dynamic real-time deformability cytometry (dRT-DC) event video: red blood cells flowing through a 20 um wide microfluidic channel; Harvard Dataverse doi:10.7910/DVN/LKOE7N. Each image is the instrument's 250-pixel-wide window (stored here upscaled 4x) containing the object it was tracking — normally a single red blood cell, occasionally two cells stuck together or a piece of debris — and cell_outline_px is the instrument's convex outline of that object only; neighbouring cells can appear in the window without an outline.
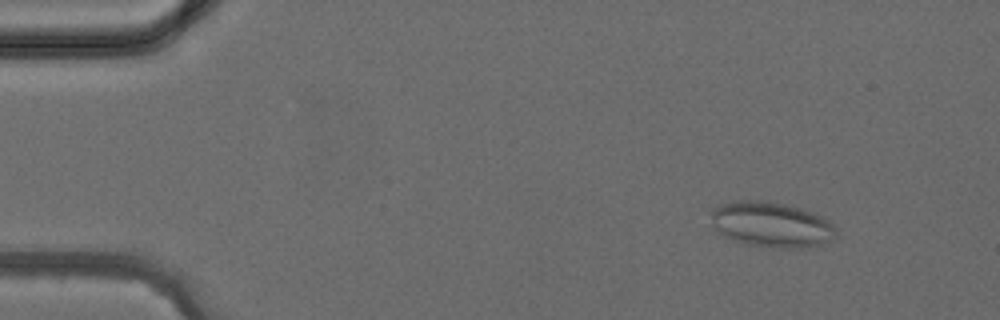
{"species": "common noctule bat (a hibernating species)", "species_latin": "Nyctalus noctula", "temperature_condition": "cold", "stored_images_in_passage": 4, "camera_frame_rate_fps": 3000, "um_per_image_px": 0.085, "animal": {"sex": "female", "body_mass_g": 24.6, "forearm_length_mm": 56.2}, "frame": {"image": 1, "passage_image": 2, "time_ms": 1.0, "image_size_px": [1000, 320], "cell_outline_px": [[836, 236], [832, 240], [820, 244], [804, 248], [768, 248], [748, 244], [724, 236], [716, 232], [712, 224], [712, 208], [720, 204], [736, 200], [768, 200], [800, 208], [820, 216], [828, 220], [836, 228]], "centroid_in_image_um": [65.55, 19.09], "position_along_channel_um": 19.5, "area_um2": 33.23}}
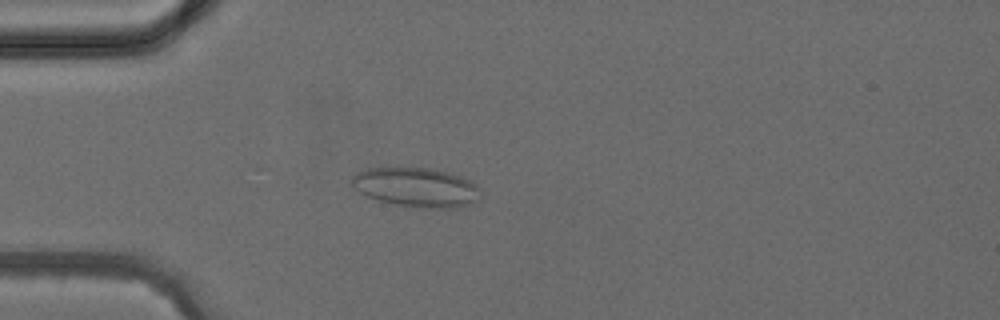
{"frame": {"image": 2, "passage_image": 4, "time_ms": 3.333, "image_size_px": [1000, 320], "cell_outline_px": [[480, 200], [472, 204], [456, 208], [424, 208], [396, 204], [380, 200], [368, 196], [360, 192], [352, 184], [352, 176], [356, 172], [368, 168], [432, 168], [448, 172], [460, 176], [476, 184], [480, 188]], "centroid_in_image_um": [35.44, 15.92], "position_along_channel_um": 49.6, "area_um2": 29.48}}